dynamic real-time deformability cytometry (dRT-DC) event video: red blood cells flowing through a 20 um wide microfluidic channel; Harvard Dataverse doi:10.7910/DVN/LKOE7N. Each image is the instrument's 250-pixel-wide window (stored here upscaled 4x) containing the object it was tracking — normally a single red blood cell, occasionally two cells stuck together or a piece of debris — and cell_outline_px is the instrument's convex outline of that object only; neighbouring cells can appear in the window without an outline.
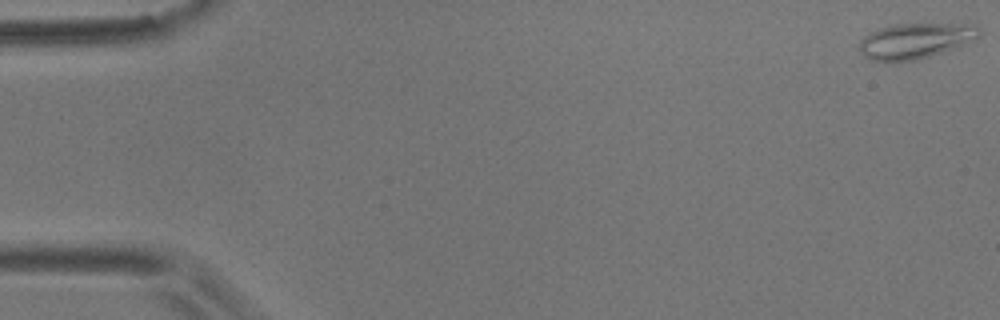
{"species": "common noctule bat (a hibernating species)", "species_latin": "Nyctalus noctula", "temperature_condition": "room temperature", "stored_images_in_passage": 7, "camera_frame_rate_fps": 3000, "um_per_image_px": 0.085, "animal": {"sex": "male", "body_mass_g": 17.9}, "frame": {"image": 1, "passage_image": 1, "time_ms": 0.0, "image_size_px": [1000, 320], "cell_outline_px": [[980, 36], [956, 48], [916, 60], [888, 64], [868, 60], [860, 52], [860, 40], [864, 36], [880, 28], [896, 24], [976, 24], [980, 28]], "centroid_in_image_um": [77.77, 3.5], "position_along_channel_um": 7.2, "area_um2": 25.2}}